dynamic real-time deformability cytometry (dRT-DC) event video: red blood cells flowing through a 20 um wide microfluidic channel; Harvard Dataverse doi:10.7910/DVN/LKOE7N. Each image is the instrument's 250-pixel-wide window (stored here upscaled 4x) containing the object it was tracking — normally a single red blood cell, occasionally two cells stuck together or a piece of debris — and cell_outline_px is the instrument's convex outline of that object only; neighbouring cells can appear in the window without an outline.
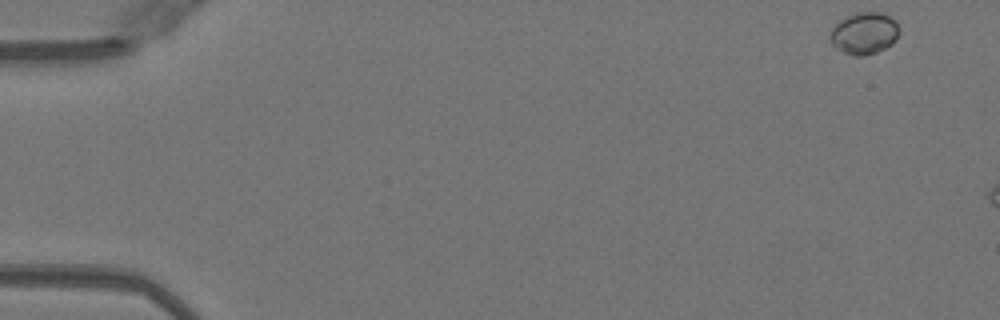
{"species": "Egyptian fruit bat (a non-hibernating species)", "species_latin": "Rousettus aegyptiacus", "temperature_condition": "warm", "stored_images_in_passage": 7, "camera_frame_rate_fps": 3000, "um_per_image_px": 0.085, "animal": {"sex": "female"}, "frame": {"image": 1, "passage_image": 1, "time_ms": 0.0, "image_size_px": [1000, 320], "cell_outline_px": [[900, 32], [896, 40], [892, 44], [876, 52], [864, 56], [852, 56], [836, 48], [832, 44], [828, 36], [832, 28], [840, 20], [848, 16], [860, 12], [880, 12], [892, 16], [896, 20], [900, 28]], "centroid_in_image_um": [73.49, 2.83], "position_along_channel_um": 11.5, "area_um2": 17.11}}